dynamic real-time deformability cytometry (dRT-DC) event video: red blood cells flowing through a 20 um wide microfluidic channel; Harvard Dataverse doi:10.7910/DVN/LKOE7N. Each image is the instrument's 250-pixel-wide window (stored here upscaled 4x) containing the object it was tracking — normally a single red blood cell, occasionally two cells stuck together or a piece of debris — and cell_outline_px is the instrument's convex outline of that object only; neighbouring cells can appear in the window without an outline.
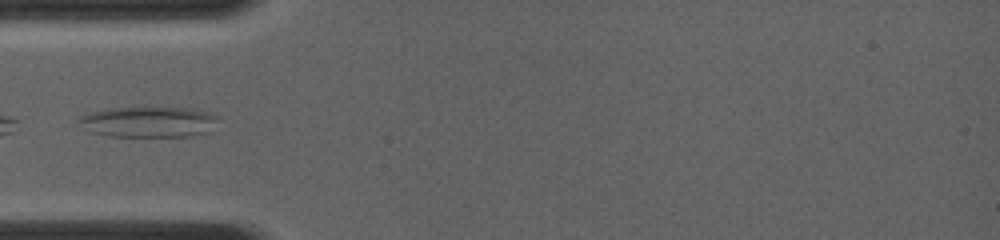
{"species": "common noctule bat (a hibernating species)", "species_latin": "Nyctalus noctula", "temperature_condition": "room temperature", "stored_images_in_passage": 4, "camera_frame_rate_fps": 4000, "um_per_image_px": 0.085, "animal": {"sex": "female", "body_mass_g": 19.0, "forearm_length_mm": 56.7}, "frame": {"image": 1, "passage_image": 1, "time_ms": 0.0, "image_size_px": [1000, 240], "cell_outline_px": [[220, 116], [208, 132], [192, 136], [108, 136], [88, 132], [76, 120], [80, 116], [92, 112], [108, 108], [144, 104], [188, 108], [208, 112]], "centroid_in_image_um": [12.59, 10.31], "position_along_channel_um": 72.4, "area_um2": 26.01}}